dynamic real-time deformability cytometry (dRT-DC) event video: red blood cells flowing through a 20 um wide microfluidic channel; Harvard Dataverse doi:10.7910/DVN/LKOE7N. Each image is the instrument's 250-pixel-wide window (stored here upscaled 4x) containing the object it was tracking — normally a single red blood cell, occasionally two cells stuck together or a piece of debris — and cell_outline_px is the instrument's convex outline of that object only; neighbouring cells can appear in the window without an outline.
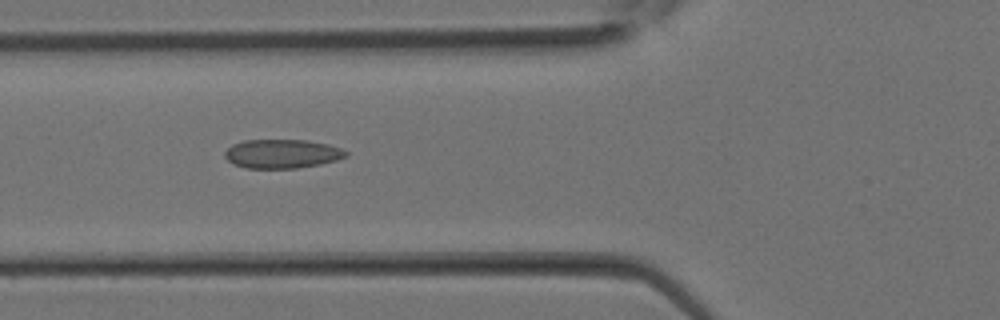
{"species": "Egyptian fruit bat (a non-hibernating species)", "species_latin": "Rousettus aegyptiacus", "temperature_condition": "room temperature", "stored_images_in_passage": 32, "camera_frame_rate_fps": 3000, "um_per_image_px": 0.085, "animal": {"sex": "female"}, "frame": {"image": 1, "passage_image": 12, "time_ms": 3.667, "image_size_px": [1000, 320], "cell_outline_px": [[348, 156], [336, 160], [320, 164], [296, 168], [244, 168], [232, 164], [224, 156], [224, 152], [232, 144], [244, 140], [308, 140], [328, 144], [340, 148], [348, 152]], "centroid_in_image_um": [23.96, 13.07], "position_along_channel_um": 101.8, "area_um2": 20.52}}
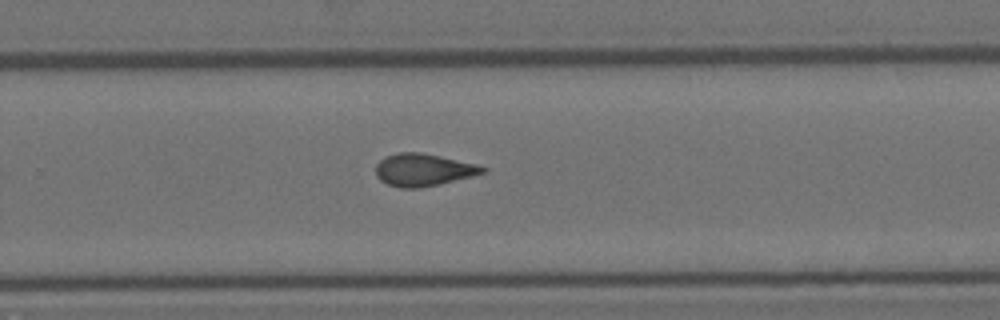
{"frame": {"image": 2, "passage_image": 21, "time_ms": 6.667, "image_size_px": [1000, 320], "cell_outline_px": [[488, 168], [484, 172], [472, 176], [440, 184], [420, 188], [400, 188], [388, 184], [380, 180], [376, 176], [376, 164], [380, 160], [388, 156], [400, 152], [420, 152], [440, 156], [476, 164]], "centroid_in_image_um": [35.97, 14.44], "position_along_channel_um": 293.8, "area_um2": 20.06}}
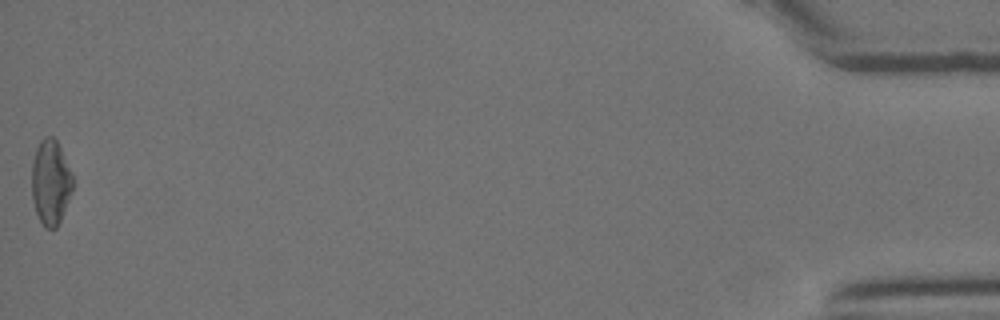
{"frame": {"image": 3, "passage_image": 32, "time_ms": 10.333, "image_size_px": [1000, 320], "cell_outline_px": [[72, 192], [60, 220], [56, 228], [44, 228], [36, 212], [32, 200], [32, 160], [36, 148], [40, 140], [44, 136], [52, 136], [56, 140], [72, 172]], "centroid_in_image_um": [4.29, 15.48], "position_along_channel_um": 430.9, "area_um2": 20.29}}